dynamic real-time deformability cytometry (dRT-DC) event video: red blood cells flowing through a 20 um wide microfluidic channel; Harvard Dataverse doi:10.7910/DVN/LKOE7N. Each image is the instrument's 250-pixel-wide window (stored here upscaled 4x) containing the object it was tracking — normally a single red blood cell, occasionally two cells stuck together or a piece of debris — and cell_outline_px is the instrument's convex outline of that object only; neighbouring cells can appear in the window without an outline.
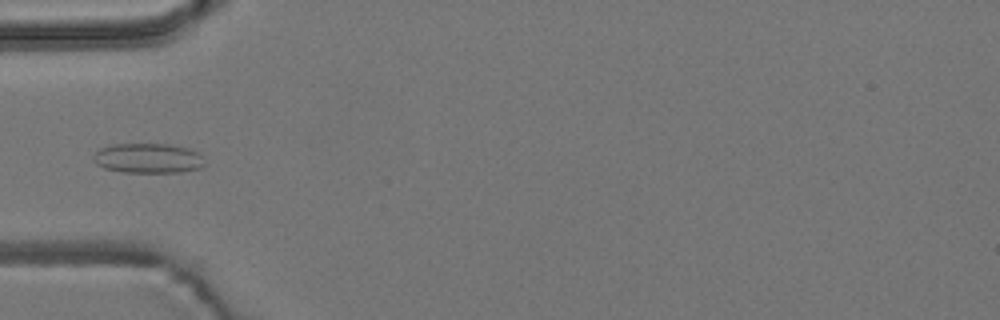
{"species": "common noctule bat (a hibernating species)", "species_latin": "Nyctalus noctula", "temperature_condition": "room temperature", "stored_images_in_passage": 5, "camera_frame_rate_fps": 3000, "um_per_image_px": 0.085, "animal": {"sex": "male", "body_mass_g": 19.2, "forearm_length_mm": 51.8}, "frame": {"image": 1, "passage_image": 5, "time_ms": 1.333, "image_size_px": [1000, 320], "cell_outline_px": [[204, 164], [200, 168], [180, 172], [124, 172], [104, 168], [96, 164], [92, 160], [92, 156], [100, 148], [108, 144], [168, 144], [188, 148], [196, 152], [200, 156]], "centroid_in_image_um": [12.52, 13.44], "position_along_channel_um": 72.5, "area_um2": 19.31}}